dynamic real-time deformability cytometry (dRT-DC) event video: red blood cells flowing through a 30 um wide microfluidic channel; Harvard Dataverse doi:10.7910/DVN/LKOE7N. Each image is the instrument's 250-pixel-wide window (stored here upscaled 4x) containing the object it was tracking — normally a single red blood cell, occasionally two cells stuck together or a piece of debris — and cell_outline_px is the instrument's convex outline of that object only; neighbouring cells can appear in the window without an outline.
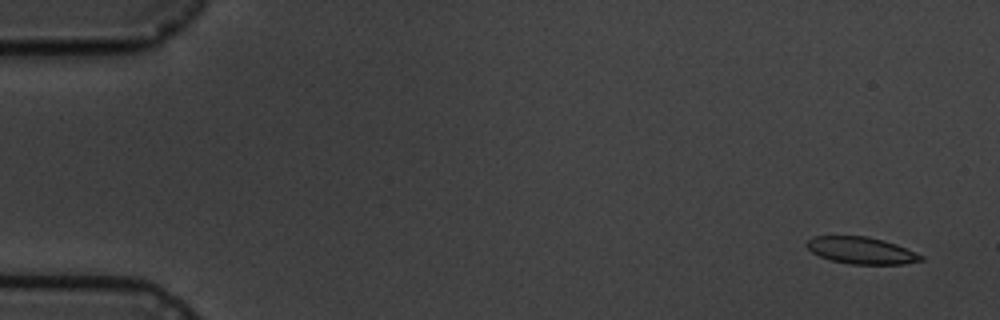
{"species": "common noctule bat (a hibernating species)", "species_latin": "Nyctalus noctula", "temperature_condition": "cold", "stored_images_in_passage": 5, "camera_frame_rate_fps": 3000, "um_per_image_px": 0.085, "animal": {"sex": "male", "body_mass_g": 19.5, "forearm_length_mm": 54.6}, "frame": {"image": 1, "passage_image": 1, "time_ms": 0.0, "image_size_px": [1000, 320], "cell_outline_px": [[924, 260], [904, 264], [852, 264], [832, 260], [820, 256], [812, 252], [804, 244], [812, 236], [868, 236], [884, 240], [896, 244], [924, 256]], "centroid_in_image_um": [73.21, 21.28], "position_along_channel_um": 11.8, "area_um2": 17.86}}
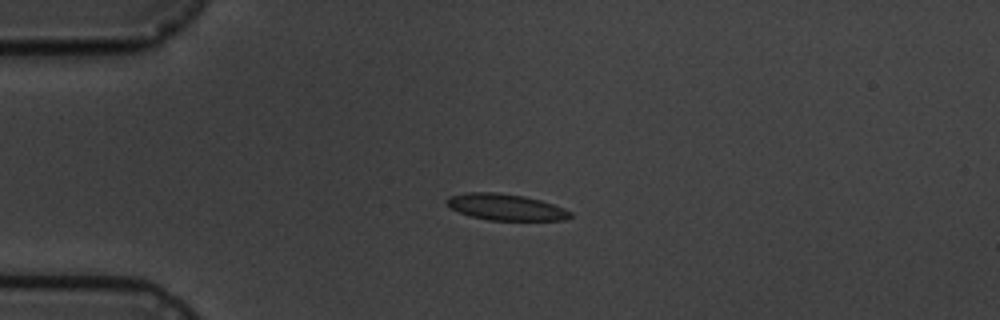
{"frame": {"image": 2, "passage_image": 4, "time_ms": 3.667, "image_size_px": [1000, 320], "cell_outline_px": [[572, 216], [564, 220], [488, 220], [468, 216], [452, 208], [444, 200], [448, 196], [464, 192], [496, 192], [524, 196], [540, 200], [564, 208], [572, 212]], "centroid_in_image_um": [42.96, 17.6], "position_along_channel_um": 42.0, "area_um2": 19.02}}